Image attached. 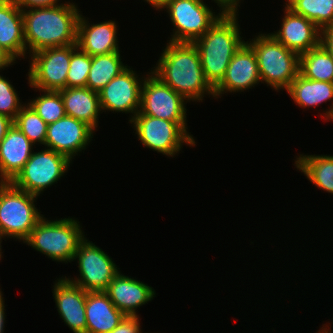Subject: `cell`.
<instances>
[{"label":"cell","mask_w":333,"mask_h":333,"mask_svg":"<svg viewBox=\"0 0 333 333\" xmlns=\"http://www.w3.org/2000/svg\"><path fill=\"white\" fill-rule=\"evenodd\" d=\"M34 144L12 125L0 142V182H11L33 153Z\"/></svg>","instance_id":"ffe728a7"},{"label":"cell","mask_w":333,"mask_h":333,"mask_svg":"<svg viewBox=\"0 0 333 333\" xmlns=\"http://www.w3.org/2000/svg\"><path fill=\"white\" fill-rule=\"evenodd\" d=\"M285 5L320 30L333 24V0H287Z\"/></svg>","instance_id":"83f0119b"},{"label":"cell","mask_w":333,"mask_h":333,"mask_svg":"<svg viewBox=\"0 0 333 333\" xmlns=\"http://www.w3.org/2000/svg\"><path fill=\"white\" fill-rule=\"evenodd\" d=\"M77 44L47 48L31 54L28 84L37 90L58 91L66 88L72 51Z\"/></svg>","instance_id":"8fae6325"},{"label":"cell","mask_w":333,"mask_h":333,"mask_svg":"<svg viewBox=\"0 0 333 333\" xmlns=\"http://www.w3.org/2000/svg\"><path fill=\"white\" fill-rule=\"evenodd\" d=\"M90 67L91 56L77 46L71 53L66 88L86 87Z\"/></svg>","instance_id":"4dcf8cb0"},{"label":"cell","mask_w":333,"mask_h":333,"mask_svg":"<svg viewBox=\"0 0 333 333\" xmlns=\"http://www.w3.org/2000/svg\"><path fill=\"white\" fill-rule=\"evenodd\" d=\"M151 72L187 101L202 102L214 96V89L205 80L201 58L193 43L168 42ZM206 94V95H204Z\"/></svg>","instance_id":"7a4b0ae2"},{"label":"cell","mask_w":333,"mask_h":333,"mask_svg":"<svg viewBox=\"0 0 333 333\" xmlns=\"http://www.w3.org/2000/svg\"><path fill=\"white\" fill-rule=\"evenodd\" d=\"M3 296V293L1 291V288H0V333H3L4 332V324H5V305H4V297Z\"/></svg>","instance_id":"f35d334b"},{"label":"cell","mask_w":333,"mask_h":333,"mask_svg":"<svg viewBox=\"0 0 333 333\" xmlns=\"http://www.w3.org/2000/svg\"><path fill=\"white\" fill-rule=\"evenodd\" d=\"M13 125V120L3 114H0V142L5 138L7 131Z\"/></svg>","instance_id":"8d00e7d4"},{"label":"cell","mask_w":333,"mask_h":333,"mask_svg":"<svg viewBox=\"0 0 333 333\" xmlns=\"http://www.w3.org/2000/svg\"><path fill=\"white\" fill-rule=\"evenodd\" d=\"M73 260H78V278H66L86 292L106 291L121 271L111 257L86 237L78 245Z\"/></svg>","instance_id":"30bf717a"},{"label":"cell","mask_w":333,"mask_h":333,"mask_svg":"<svg viewBox=\"0 0 333 333\" xmlns=\"http://www.w3.org/2000/svg\"><path fill=\"white\" fill-rule=\"evenodd\" d=\"M164 9L174 26L169 42L176 43H194L225 12L215 14L203 0H171Z\"/></svg>","instance_id":"9c48e42d"},{"label":"cell","mask_w":333,"mask_h":333,"mask_svg":"<svg viewBox=\"0 0 333 333\" xmlns=\"http://www.w3.org/2000/svg\"><path fill=\"white\" fill-rule=\"evenodd\" d=\"M320 44L330 53L333 58V24L321 30Z\"/></svg>","instance_id":"e575fe53"},{"label":"cell","mask_w":333,"mask_h":333,"mask_svg":"<svg viewBox=\"0 0 333 333\" xmlns=\"http://www.w3.org/2000/svg\"><path fill=\"white\" fill-rule=\"evenodd\" d=\"M260 81L255 51L245 42L233 55L222 81L214 88V96L217 99L227 92H243Z\"/></svg>","instance_id":"9a60e30c"},{"label":"cell","mask_w":333,"mask_h":333,"mask_svg":"<svg viewBox=\"0 0 333 333\" xmlns=\"http://www.w3.org/2000/svg\"><path fill=\"white\" fill-rule=\"evenodd\" d=\"M135 72L130 66L127 67L98 92L102 113H132L130 121L139 112L141 87L145 77L139 78Z\"/></svg>","instance_id":"4fadbf2b"},{"label":"cell","mask_w":333,"mask_h":333,"mask_svg":"<svg viewBox=\"0 0 333 333\" xmlns=\"http://www.w3.org/2000/svg\"><path fill=\"white\" fill-rule=\"evenodd\" d=\"M94 130L74 117L64 116L48 124L44 146L67 156L71 161L90 144Z\"/></svg>","instance_id":"5bb4252c"},{"label":"cell","mask_w":333,"mask_h":333,"mask_svg":"<svg viewBox=\"0 0 333 333\" xmlns=\"http://www.w3.org/2000/svg\"><path fill=\"white\" fill-rule=\"evenodd\" d=\"M253 39L246 42L255 51L261 83L265 82L278 92L287 90L299 74L300 56L269 33Z\"/></svg>","instance_id":"5b68a950"},{"label":"cell","mask_w":333,"mask_h":333,"mask_svg":"<svg viewBox=\"0 0 333 333\" xmlns=\"http://www.w3.org/2000/svg\"><path fill=\"white\" fill-rule=\"evenodd\" d=\"M40 96L28 104L47 123L51 124L66 116L64 103L59 91L40 90Z\"/></svg>","instance_id":"f546056e"},{"label":"cell","mask_w":333,"mask_h":333,"mask_svg":"<svg viewBox=\"0 0 333 333\" xmlns=\"http://www.w3.org/2000/svg\"><path fill=\"white\" fill-rule=\"evenodd\" d=\"M13 124L35 145L45 144L48 124L27 103L21 108Z\"/></svg>","instance_id":"f1b7e54d"},{"label":"cell","mask_w":333,"mask_h":333,"mask_svg":"<svg viewBox=\"0 0 333 333\" xmlns=\"http://www.w3.org/2000/svg\"><path fill=\"white\" fill-rule=\"evenodd\" d=\"M120 52L91 56V67L86 87L99 92L128 65L121 61Z\"/></svg>","instance_id":"484cf974"},{"label":"cell","mask_w":333,"mask_h":333,"mask_svg":"<svg viewBox=\"0 0 333 333\" xmlns=\"http://www.w3.org/2000/svg\"><path fill=\"white\" fill-rule=\"evenodd\" d=\"M238 12L225 11L210 29L193 43L200 54L205 80L213 89L224 78L233 55L245 43L240 36Z\"/></svg>","instance_id":"3957f363"},{"label":"cell","mask_w":333,"mask_h":333,"mask_svg":"<svg viewBox=\"0 0 333 333\" xmlns=\"http://www.w3.org/2000/svg\"><path fill=\"white\" fill-rule=\"evenodd\" d=\"M0 47L15 61L26 58L22 10L14 0H0Z\"/></svg>","instance_id":"44dd1931"},{"label":"cell","mask_w":333,"mask_h":333,"mask_svg":"<svg viewBox=\"0 0 333 333\" xmlns=\"http://www.w3.org/2000/svg\"><path fill=\"white\" fill-rule=\"evenodd\" d=\"M85 316L86 333H110L126 317L105 291L87 292Z\"/></svg>","instance_id":"7402d4cb"},{"label":"cell","mask_w":333,"mask_h":333,"mask_svg":"<svg viewBox=\"0 0 333 333\" xmlns=\"http://www.w3.org/2000/svg\"><path fill=\"white\" fill-rule=\"evenodd\" d=\"M299 73L306 79L333 83V58L320 44L300 55Z\"/></svg>","instance_id":"4316f807"},{"label":"cell","mask_w":333,"mask_h":333,"mask_svg":"<svg viewBox=\"0 0 333 333\" xmlns=\"http://www.w3.org/2000/svg\"><path fill=\"white\" fill-rule=\"evenodd\" d=\"M2 238L4 239V238H6V236L0 230V260L2 259V253H3L2 250H1V247H2V245H1Z\"/></svg>","instance_id":"60d3db41"},{"label":"cell","mask_w":333,"mask_h":333,"mask_svg":"<svg viewBox=\"0 0 333 333\" xmlns=\"http://www.w3.org/2000/svg\"><path fill=\"white\" fill-rule=\"evenodd\" d=\"M149 3L155 10H163L164 7L171 1V0H145Z\"/></svg>","instance_id":"ab89813d"},{"label":"cell","mask_w":333,"mask_h":333,"mask_svg":"<svg viewBox=\"0 0 333 333\" xmlns=\"http://www.w3.org/2000/svg\"><path fill=\"white\" fill-rule=\"evenodd\" d=\"M14 1L21 10L31 9V8H41V7H52L61 4L60 0H14Z\"/></svg>","instance_id":"836d02e7"},{"label":"cell","mask_w":333,"mask_h":333,"mask_svg":"<svg viewBox=\"0 0 333 333\" xmlns=\"http://www.w3.org/2000/svg\"><path fill=\"white\" fill-rule=\"evenodd\" d=\"M133 124L138 140L146 148L162 153L168 157H174L184 145L195 146V139L187 131V124L143 115L138 112L129 121Z\"/></svg>","instance_id":"52a82bcc"},{"label":"cell","mask_w":333,"mask_h":333,"mask_svg":"<svg viewBox=\"0 0 333 333\" xmlns=\"http://www.w3.org/2000/svg\"><path fill=\"white\" fill-rule=\"evenodd\" d=\"M294 164L315 186L333 194V155L300 154Z\"/></svg>","instance_id":"d4e9b609"},{"label":"cell","mask_w":333,"mask_h":333,"mask_svg":"<svg viewBox=\"0 0 333 333\" xmlns=\"http://www.w3.org/2000/svg\"><path fill=\"white\" fill-rule=\"evenodd\" d=\"M22 15L26 54L77 44L80 11L75 3L25 9Z\"/></svg>","instance_id":"6da1fadb"},{"label":"cell","mask_w":333,"mask_h":333,"mask_svg":"<svg viewBox=\"0 0 333 333\" xmlns=\"http://www.w3.org/2000/svg\"><path fill=\"white\" fill-rule=\"evenodd\" d=\"M105 292L114 306L126 316H138L137 308L151 301L156 294L151 286L120 272Z\"/></svg>","instance_id":"ac0fdd59"},{"label":"cell","mask_w":333,"mask_h":333,"mask_svg":"<svg viewBox=\"0 0 333 333\" xmlns=\"http://www.w3.org/2000/svg\"><path fill=\"white\" fill-rule=\"evenodd\" d=\"M5 77L0 75V114L6 115L14 120L25 104H21L19 95Z\"/></svg>","instance_id":"1f68e13d"},{"label":"cell","mask_w":333,"mask_h":333,"mask_svg":"<svg viewBox=\"0 0 333 333\" xmlns=\"http://www.w3.org/2000/svg\"><path fill=\"white\" fill-rule=\"evenodd\" d=\"M139 316H126L110 333H142Z\"/></svg>","instance_id":"d6a6232c"},{"label":"cell","mask_w":333,"mask_h":333,"mask_svg":"<svg viewBox=\"0 0 333 333\" xmlns=\"http://www.w3.org/2000/svg\"><path fill=\"white\" fill-rule=\"evenodd\" d=\"M187 101L181 94L164 84L152 72L143 79L139 112L163 120L187 124Z\"/></svg>","instance_id":"7c38bea8"},{"label":"cell","mask_w":333,"mask_h":333,"mask_svg":"<svg viewBox=\"0 0 333 333\" xmlns=\"http://www.w3.org/2000/svg\"><path fill=\"white\" fill-rule=\"evenodd\" d=\"M14 63H16L15 60L0 47V70H4L6 67H9Z\"/></svg>","instance_id":"74e56055"},{"label":"cell","mask_w":333,"mask_h":333,"mask_svg":"<svg viewBox=\"0 0 333 333\" xmlns=\"http://www.w3.org/2000/svg\"><path fill=\"white\" fill-rule=\"evenodd\" d=\"M241 0H214L215 3H217V6H219L220 10L225 11H239L238 7L240 6Z\"/></svg>","instance_id":"d590c367"},{"label":"cell","mask_w":333,"mask_h":333,"mask_svg":"<svg viewBox=\"0 0 333 333\" xmlns=\"http://www.w3.org/2000/svg\"><path fill=\"white\" fill-rule=\"evenodd\" d=\"M80 222L74 218L47 220L44 216L23 241L56 262H71L85 238Z\"/></svg>","instance_id":"277c9868"},{"label":"cell","mask_w":333,"mask_h":333,"mask_svg":"<svg viewBox=\"0 0 333 333\" xmlns=\"http://www.w3.org/2000/svg\"><path fill=\"white\" fill-rule=\"evenodd\" d=\"M294 103L302 108L318 107L323 102L333 100V83L306 79L300 73L286 90ZM333 102V101H331ZM318 105V106H317ZM324 119H333V103L323 114Z\"/></svg>","instance_id":"cb8c5ba5"},{"label":"cell","mask_w":333,"mask_h":333,"mask_svg":"<svg viewBox=\"0 0 333 333\" xmlns=\"http://www.w3.org/2000/svg\"><path fill=\"white\" fill-rule=\"evenodd\" d=\"M71 163L67 156L52 149L33 150L29 160L10 183L20 190L40 196L67 173Z\"/></svg>","instance_id":"ba28073f"},{"label":"cell","mask_w":333,"mask_h":333,"mask_svg":"<svg viewBox=\"0 0 333 333\" xmlns=\"http://www.w3.org/2000/svg\"><path fill=\"white\" fill-rule=\"evenodd\" d=\"M52 293L60 318L73 333H86L85 301L87 292L65 277L58 278Z\"/></svg>","instance_id":"e0dca14e"},{"label":"cell","mask_w":333,"mask_h":333,"mask_svg":"<svg viewBox=\"0 0 333 333\" xmlns=\"http://www.w3.org/2000/svg\"><path fill=\"white\" fill-rule=\"evenodd\" d=\"M284 8L281 28L269 34L299 56L319 46L321 30L312 21L294 13L286 5Z\"/></svg>","instance_id":"2e32d148"},{"label":"cell","mask_w":333,"mask_h":333,"mask_svg":"<svg viewBox=\"0 0 333 333\" xmlns=\"http://www.w3.org/2000/svg\"><path fill=\"white\" fill-rule=\"evenodd\" d=\"M37 197L0 182V230L7 238L24 241L44 216L34 204Z\"/></svg>","instance_id":"8992f818"},{"label":"cell","mask_w":333,"mask_h":333,"mask_svg":"<svg viewBox=\"0 0 333 333\" xmlns=\"http://www.w3.org/2000/svg\"><path fill=\"white\" fill-rule=\"evenodd\" d=\"M62 97L67 116L86 123L97 130L101 113L99 93L87 87H72L58 90Z\"/></svg>","instance_id":"603a6c76"},{"label":"cell","mask_w":333,"mask_h":333,"mask_svg":"<svg viewBox=\"0 0 333 333\" xmlns=\"http://www.w3.org/2000/svg\"><path fill=\"white\" fill-rule=\"evenodd\" d=\"M81 13L77 24V46L90 56L120 52L116 21L90 24Z\"/></svg>","instance_id":"d6986e66"}]
</instances>
